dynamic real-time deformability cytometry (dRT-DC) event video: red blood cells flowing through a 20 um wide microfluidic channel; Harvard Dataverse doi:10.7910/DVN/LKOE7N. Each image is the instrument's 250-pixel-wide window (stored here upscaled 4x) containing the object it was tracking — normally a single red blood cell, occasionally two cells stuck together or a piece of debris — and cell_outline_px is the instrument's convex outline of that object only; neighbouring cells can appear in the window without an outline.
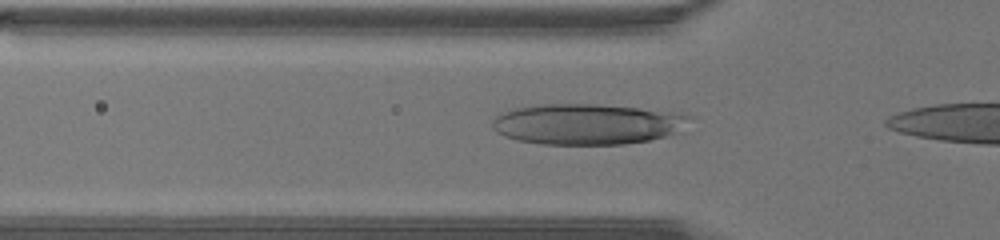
{"species": "human", "species_latin": "Homo sapiens", "temperature_condition": "warm", "stored_images_in_passage": 4, "camera_frame_rate_fps": 3000, "um_per_image_px": 0.085, "donor": {"sex": "male"}, "frame": {"image": 1, "passage_image": 2, "time_ms": 0.333, "image_size_px": [1000, 240], "cell_outline_px": [[692, 116], [672, 132], [664, 136], [648, 140], [624, 144], [544, 144], [516, 140], [504, 136], [496, 132], [492, 128], [492, 120], [496, 116], [516, 108], [536, 104], [596, 104], [640, 108], [680, 112]], "centroid_in_image_um": [49.82, 10.54], "position_along_channel_um": 76.0, "area_um2": 46.3}}